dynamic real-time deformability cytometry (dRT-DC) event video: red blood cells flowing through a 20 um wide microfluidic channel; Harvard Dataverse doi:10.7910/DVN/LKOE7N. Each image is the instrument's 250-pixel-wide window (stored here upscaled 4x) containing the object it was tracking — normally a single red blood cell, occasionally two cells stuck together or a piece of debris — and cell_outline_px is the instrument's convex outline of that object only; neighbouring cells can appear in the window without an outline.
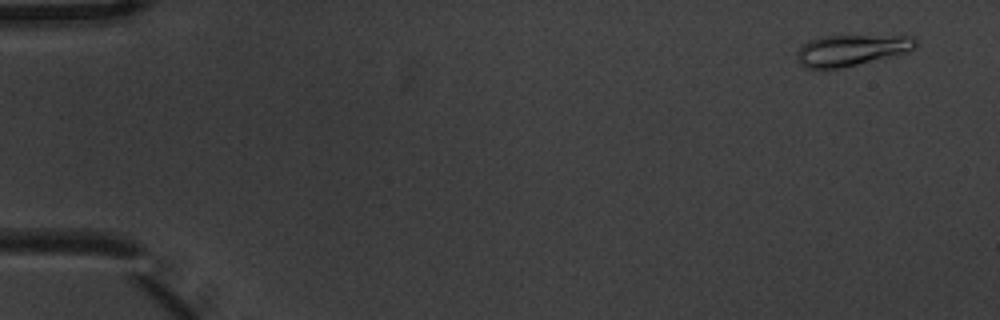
{"species": "common noctule bat (a hibernating species)", "species_latin": "Nyctalus noctula", "temperature_condition": "warm", "stored_images_in_passage": 6, "segment_of_instrument_passage": [2, 2], "camera_frame_rate_fps": 3000, "um_per_image_px": 0.085, "animal": {"sex": "male", "body_mass_g": 20.1, "forearm_length_mm": 53.5}, "frame": {"image": 1, "passage_image": 6, "time_ms": 1.667, "image_size_px": [1000, 320], "cell_outline_px": [[916, 48], [904, 52], [840, 68], [804, 68], [796, 60], [796, 52], [808, 40], [820, 36], [912, 36], [916, 40]], "centroid_in_image_um": [72.29, 4.26], "position_along_channel_um": 12.7, "area_um2": 21.15}}